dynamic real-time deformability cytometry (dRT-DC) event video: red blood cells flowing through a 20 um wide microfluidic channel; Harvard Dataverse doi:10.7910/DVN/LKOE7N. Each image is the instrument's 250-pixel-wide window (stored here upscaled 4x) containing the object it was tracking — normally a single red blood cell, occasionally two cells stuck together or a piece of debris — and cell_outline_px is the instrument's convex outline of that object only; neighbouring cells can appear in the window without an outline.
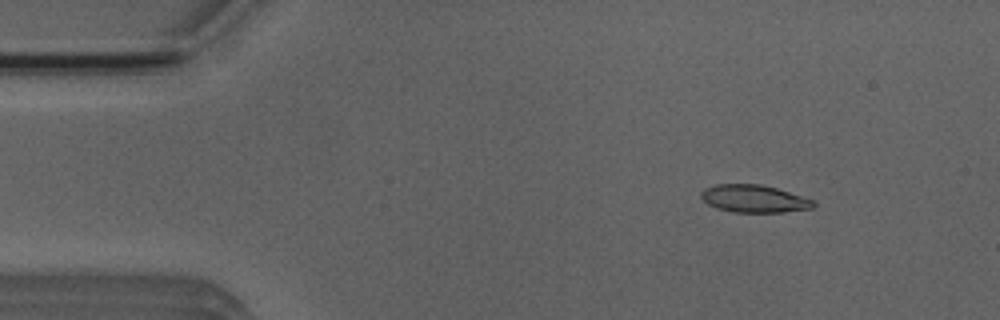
{"species": "Egyptian fruit bat (a non-hibernating species)", "species_latin": "Rousettus aegyptiacus", "temperature_condition": "room temperature", "stored_images_in_passage": 4, "camera_frame_rate_fps": 3000, "um_per_image_px": 0.085, "animal": {"sex": "male"}, "frame": {"image": 1, "passage_image": 1, "time_ms": 0.0, "image_size_px": [1000, 320], "cell_outline_px": [[816, 204], [812, 208], [784, 212], [732, 212], [716, 208], [708, 204], [700, 196], [700, 192], [704, 188], [716, 184], [760, 184], [776, 188], [812, 200]], "centroid_in_image_um": [64.04, 16.89], "position_along_channel_um": 21.0, "area_um2": 17.92}}
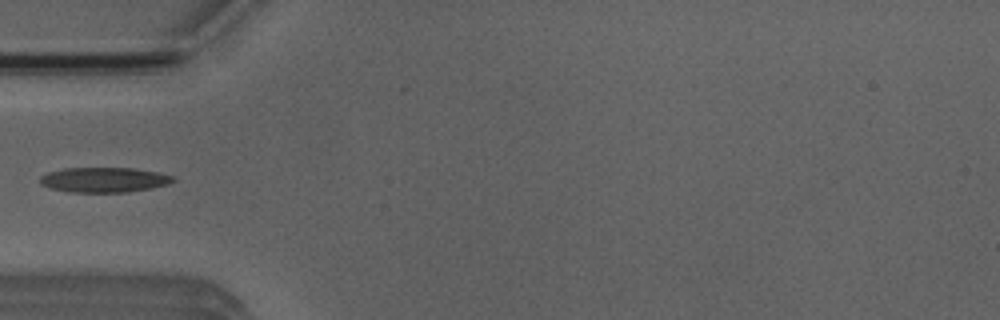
{"frame": {"image": 2, "passage_image": 4, "time_ms": 3.333, "image_size_px": [1000, 320], "cell_outline_px": [[176, 180], [168, 184], [152, 188], [128, 192], [68, 192], [48, 188], [40, 184], [40, 176], [48, 172], [64, 168], [136, 168], [160, 172], [176, 176]], "centroid_in_image_um": [8.87, 15.28], "position_along_channel_um": 76.1, "area_um2": 19.71}}